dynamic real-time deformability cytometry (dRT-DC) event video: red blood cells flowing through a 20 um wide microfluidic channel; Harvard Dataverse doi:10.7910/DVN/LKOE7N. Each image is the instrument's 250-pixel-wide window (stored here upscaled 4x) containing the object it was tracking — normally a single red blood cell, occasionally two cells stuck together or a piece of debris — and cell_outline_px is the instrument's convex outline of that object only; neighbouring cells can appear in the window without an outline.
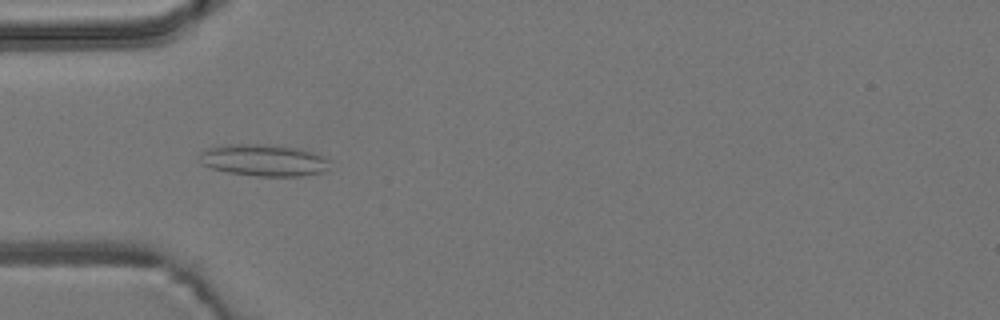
{"species": "common noctule bat (a hibernating species)", "species_latin": "Nyctalus noctula", "temperature_condition": "room temperature", "stored_images_in_passage": 41, "camera_frame_rate_fps": 3000, "um_per_image_px": 0.085, "animal": {"sex": "male", "body_mass_g": 19.2, "forearm_length_mm": 51.8}, "frame": {"image": 1, "passage_image": 4, "time_ms": 1.0, "image_size_px": [1000, 320], "cell_outline_px": [[328, 168], [324, 172], [304, 176], [256, 176], [228, 172], [212, 168], [200, 164], [200, 152], [208, 148], [224, 144], [276, 144], [296, 148], [312, 152], [324, 156], [328, 160]], "centroid_in_image_um": [22.41, 13.61], "position_along_channel_um": 62.6, "area_um2": 24.33}}
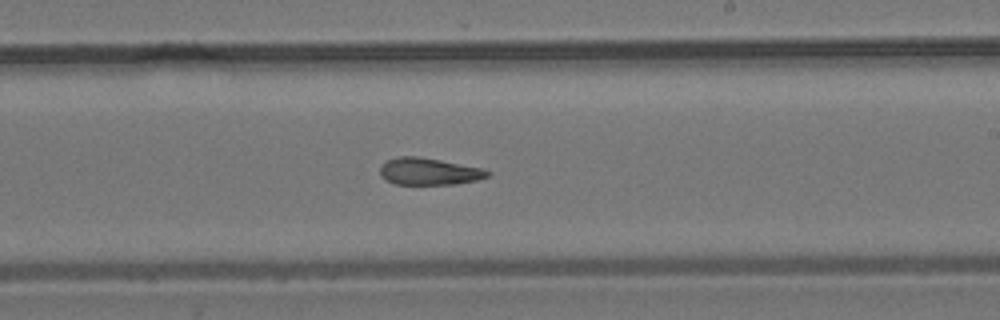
{"frame": {"image": 2, "passage_image": 19, "time_ms": 6.0, "image_size_px": [1000, 320], "cell_outline_px": [[492, 172], [488, 176], [476, 180], [456, 184], [396, 184], [384, 180], [380, 176], [380, 164], [396, 156], [416, 156], [440, 160], [480, 168]], "centroid_in_image_um": [36.4, 14.57], "position_along_channel_um": 252.6, "area_um2": 16.88}}
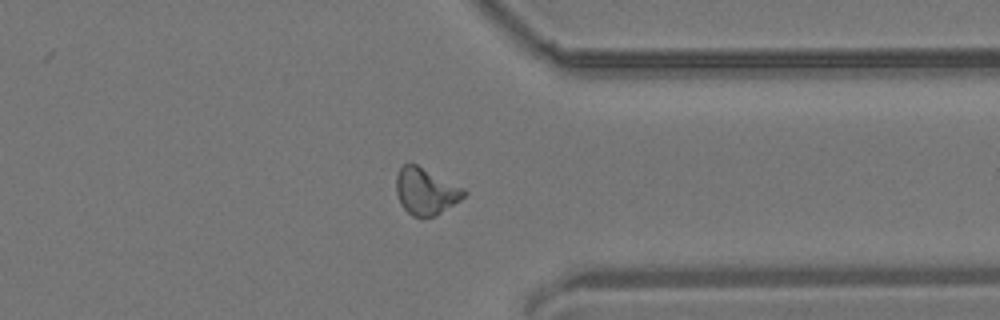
{"frame": {"image": 3, "passage_image": 29, "time_ms": 9.333, "image_size_px": [1000, 320], "cell_outline_px": [[468, 192], [460, 200], [436, 216], [412, 216], [400, 204], [396, 192], [396, 176], [400, 168], [404, 164], [416, 164], [464, 188]], "centroid_in_image_um": [36.18, 16.26], "position_along_channel_um": 375.2, "area_um2": 18.26}, "authors_computed_cell_mechanics": {"area_um2": 17.6868, "velocity_mm_per_s": 3.8158, "shape_relaxation_time_tau1_ms": null, "shape_relaxation_time_tau2_ms": 6.4466, "deformation_change_tau1": null, "deformation_change_tau2": 0.1406}}